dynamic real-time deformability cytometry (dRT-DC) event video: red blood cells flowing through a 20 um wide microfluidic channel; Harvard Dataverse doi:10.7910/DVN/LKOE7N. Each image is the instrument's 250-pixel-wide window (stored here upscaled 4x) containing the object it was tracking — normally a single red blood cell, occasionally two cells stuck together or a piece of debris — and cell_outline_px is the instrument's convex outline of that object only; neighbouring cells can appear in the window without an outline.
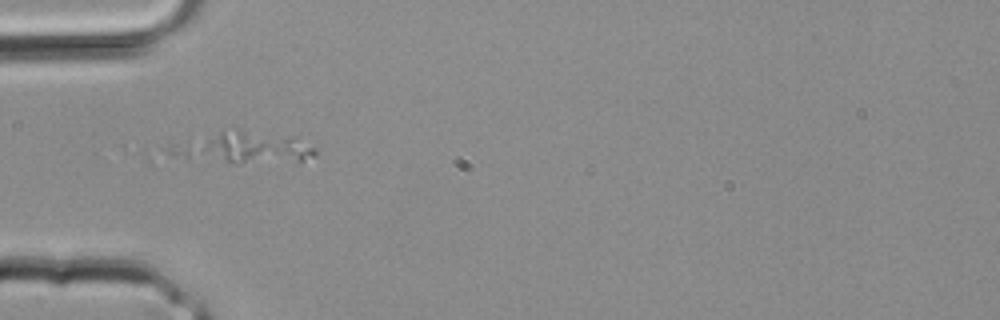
{"species": "common noctule bat (a hibernating species)", "species_latin": "Nyctalus noctula", "temperature_condition": "room temperature", "stored_images_in_passage": 15, "camera_frame_rate_fps": 3000, "um_per_image_px": 0.085, "animal": {"sex": "male", "body_mass_g": 20.4}, "frame": {"image": 1, "passage_image": 5, "time_ms": 1.333, "image_size_px": [1000, 320], "cell_outline_px": [[320, 148], [316, 156], [304, 160], [236, 164], [172, 156], [160, 148], [168, 144], [220, 132], [244, 132], [296, 136]], "centroid_in_image_um": [20.7, 12.59], "position_along_channel_um": 64.3, "area_um2": 26.7}}
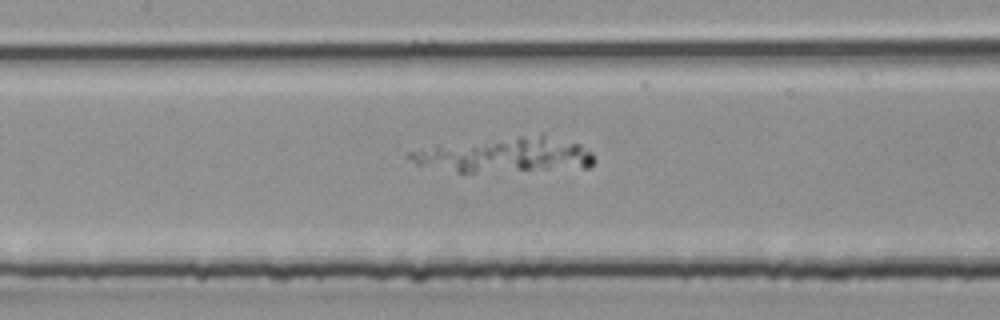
{"frame": {"image": 2, "passage_image": 10, "time_ms": 3.0, "image_size_px": [1000, 320], "cell_outline_px": [[596, 160], [588, 168], [472, 172], [456, 172], [416, 164], [404, 156], [408, 152], [436, 144], [540, 132], [580, 144], [592, 152]], "centroid_in_image_um": [42.93, 13.12], "position_along_channel_um": 164.5, "area_um2": 38.96}}
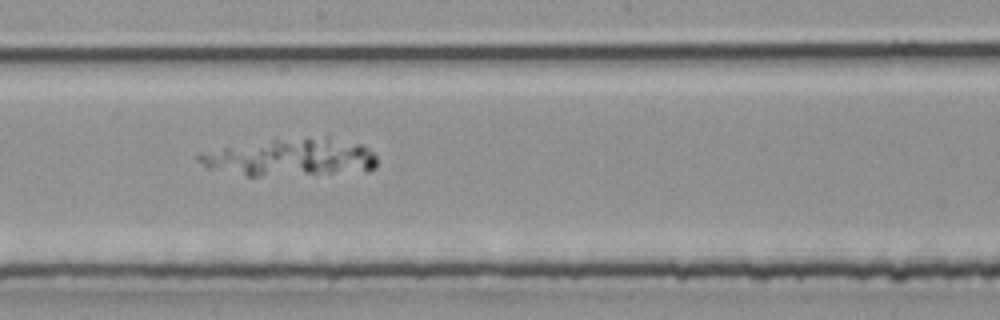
{"frame": {"image": 3, "passage_image": 13, "time_ms": 4.0, "image_size_px": [1000, 320], "cell_outline_px": [[376, 168], [368, 172], [260, 176], [248, 176], [208, 168], [196, 160], [196, 156], [200, 152], [224, 148], [308, 136], [328, 136], [360, 144], [368, 148], [376, 156]], "centroid_in_image_um": [24.81, 13.39], "position_along_channel_um": 223.4, "area_um2": 38.9}}